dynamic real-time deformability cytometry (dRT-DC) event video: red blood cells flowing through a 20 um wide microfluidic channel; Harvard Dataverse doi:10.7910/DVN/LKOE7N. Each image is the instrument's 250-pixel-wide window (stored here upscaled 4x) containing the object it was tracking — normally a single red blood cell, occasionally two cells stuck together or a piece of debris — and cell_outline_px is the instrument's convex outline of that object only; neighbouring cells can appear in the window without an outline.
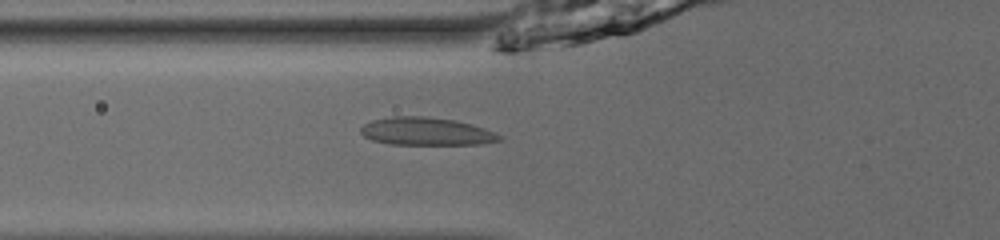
{"species": "common noctule bat (a hibernating species)", "species_latin": "Nyctalus noctula", "temperature_condition": "room temperature", "stored_images_in_passage": 34, "camera_frame_rate_fps": 3000, "um_per_image_px": 0.085, "animal": {"sex": "male", "body_mass_g": 13.0, "forearm_length_mm": 53.1}, "frame": {"image": 1, "passage_image": 3, "time_ms": 0.667, "image_size_px": [1000, 240], "cell_outline_px": [[504, 140], [480, 144], [392, 144], [372, 140], [364, 136], [360, 132], [360, 128], [364, 124], [372, 120], [392, 116], [428, 116], [456, 120], [472, 124], [496, 132], [504, 136]], "centroid_in_image_um": [36.28, 11.16], "position_along_channel_um": 89.5, "area_um2": 22.72}}
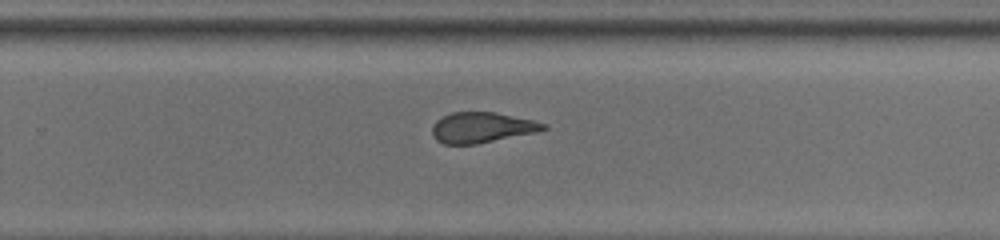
{"frame": {"image": 2, "passage_image": 18, "time_ms": 5.667, "image_size_px": [1000, 240], "cell_outline_px": [[548, 128], [536, 132], [476, 144], [444, 144], [436, 140], [432, 136], [432, 128], [436, 120], [452, 112], [496, 112], [532, 120], [548, 124]], "centroid_in_image_um": [40.95, 10.84], "position_along_channel_um": 288.9, "area_um2": 19.71}}
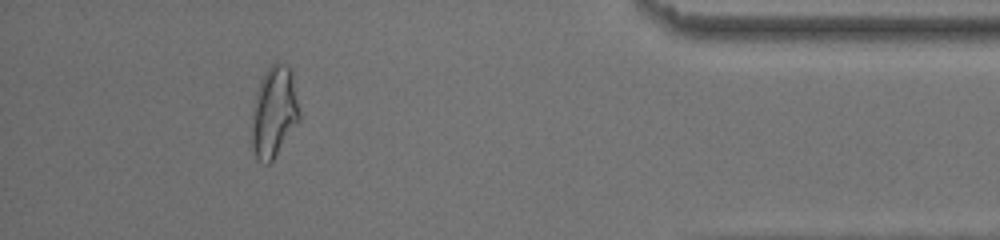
{"frame": {"image": 3, "passage_image": 30, "time_ms": 9.667, "image_size_px": [1000, 240], "cell_outline_px": [[300, 120], [272, 160], [268, 164], [264, 164], [256, 160], [252, 148], [252, 112], [256, 92], [260, 80], [268, 68], [276, 60], [288, 64], [292, 72], [300, 112]], "centroid_in_image_um": [23.29, 9.5], "position_along_channel_um": 411.9, "area_um2": 25.49}, "authors_computed_cell_mechanics": {"area_um2": 21.2993, "velocity_mm_per_s": 3.9717, "shape_relaxation_time_tau1_ms": 4.9848, "shape_relaxation_time_tau2_ms": 1.8949, "deformation_change_tau1": 0.1883, "deformation_change_tau2": 0.0636}}